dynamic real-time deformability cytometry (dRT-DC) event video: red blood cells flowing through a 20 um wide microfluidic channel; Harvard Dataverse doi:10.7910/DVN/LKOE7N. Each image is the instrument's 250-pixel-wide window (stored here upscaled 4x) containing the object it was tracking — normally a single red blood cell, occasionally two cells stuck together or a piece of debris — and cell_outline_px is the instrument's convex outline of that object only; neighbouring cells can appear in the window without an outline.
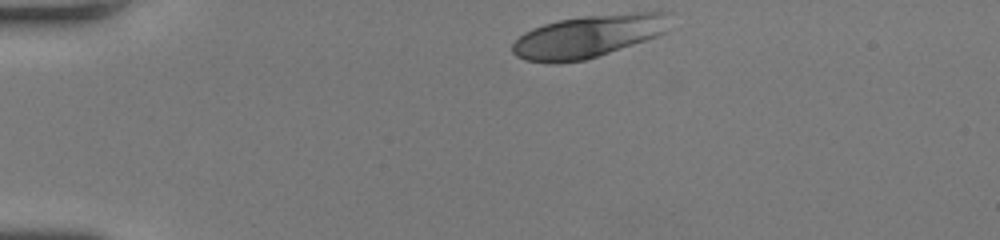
{"species": "human", "species_latin": "Homo sapiens", "temperature_condition": "room temperature", "stored_images_in_passage": 33, "camera_frame_rate_fps": 3000, "um_per_image_px": 0.085, "donor": {"sex": "female"}, "frame": {"image": 1, "passage_image": 1, "time_ms": 0.0, "image_size_px": [1000, 240], "cell_outline_px": [[672, 12], [664, 32], [656, 36], [584, 60], [556, 64], [548, 64], [524, 60], [516, 56], [512, 52], [512, 44], [524, 32], [532, 28], [544, 24], [560, 20], [584, 16], [636, 12]], "centroid_in_image_um": [49.94, 3.09], "position_along_channel_um": 35.1, "area_um2": 38.78}}
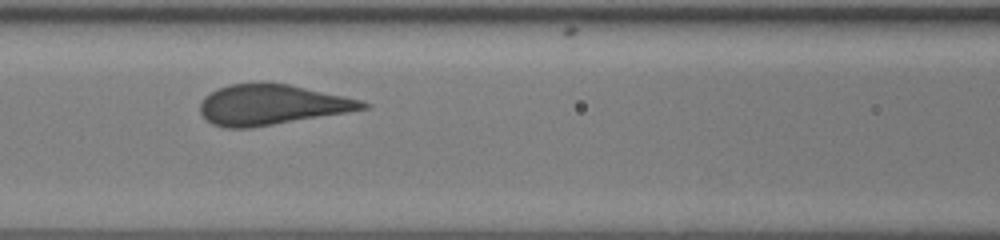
{"frame": {"image": 2, "passage_image": 13, "time_ms": 4.0, "image_size_px": [1000, 240], "cell_outline_px": [[372, 108], [252, 128], [224, 128], [212, 124], [200, 112], [200, 104], [204, 96], [228, 84], [288, 84], [344, 96], [360, 100], [372, 104]], "centroid_in_image_um": [23.12, 8.93], "position_along_channel_um": 143.5, "area_um2": 37.86}}
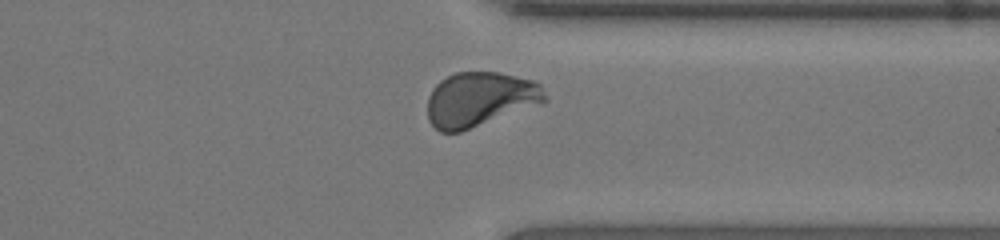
{"frame": {"image": 3, "passage_image": 29, "time_ms": 9.333, "image_size_px": [1000, 240], "cell_outline_px": [[548, 100], [540, 104], [460, 132], [440, 132], [428, 120], [428, 96], [432, 88], [440, 80], [456, 72], [500, 72], [532, 80], [540, 84]], "centroid_in_image_um": [40.78, 8.43], "position_along_channel_um": 370.6, "area_um2": 37.28}, "authors_computed_cell_mechanics": {"area_um2": 37.859, "velocity_mm_per_s": 4.266, "shape_relaxation_time_tau1_ms": 4.7057, "shape_relaxation_time_tau2_ms": null, "deformation_change_tau1": 0.1712, "deformation_change_tau2": null}}